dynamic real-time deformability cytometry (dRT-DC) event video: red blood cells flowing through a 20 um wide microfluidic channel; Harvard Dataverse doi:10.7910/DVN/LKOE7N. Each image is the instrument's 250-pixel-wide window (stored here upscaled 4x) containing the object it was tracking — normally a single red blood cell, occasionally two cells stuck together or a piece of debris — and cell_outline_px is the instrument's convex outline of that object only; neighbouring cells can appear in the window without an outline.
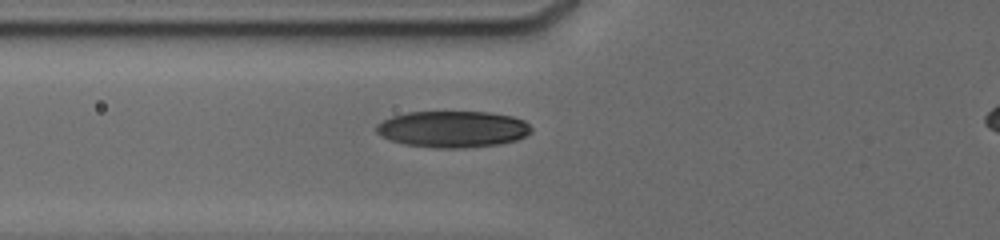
{"species": "human", "species_latin": "Homo sapiens", "temperature_condition": "cold", "stored_images_in_passage": 5, "camera_frame_rate_fps": 3000, "um_per_image_px": 0.085, "donor": {"sex": "male"}, "frame": {"image": 1, "passage_image": 5, "time_ms": 3.667, "image_size_px": [1000, 240], "cell_outline_px": [[532, 132], [516, 140], [500, 144], [464, 148], [440, 148], [404, 144], [380, 136], [376, 132], [376, 124], [392, 116], [408, 112], [488, 112], [512, 116], [524, 120], [532, 128]], "centroid_in_image_um": [38.49, 10.97], "position_along_channel_um": 87.3, "area_um2": 32.95}}